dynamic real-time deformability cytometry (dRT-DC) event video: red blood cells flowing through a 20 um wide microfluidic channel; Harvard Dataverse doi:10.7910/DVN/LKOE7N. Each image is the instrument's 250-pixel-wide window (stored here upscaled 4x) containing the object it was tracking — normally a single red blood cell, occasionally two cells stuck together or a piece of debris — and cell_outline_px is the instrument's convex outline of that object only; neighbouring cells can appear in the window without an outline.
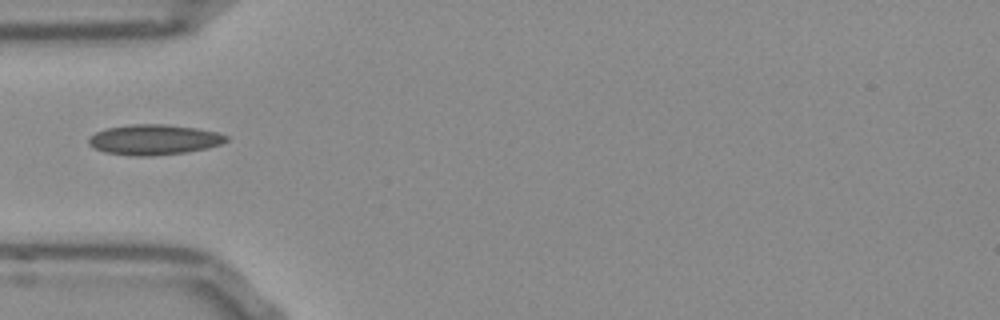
{"species": "Egyptian fruit bat (a non-hibernating species)", "species_latin": "Rousettus aegyptiacus", "temperature_condition": "room temperature", "stored_images_in_passage": 12, "camera_frame_rate_fps": 3000, "um_per_image_px": 0.085, "frame": {"image": 1, "passage_image": 1, "time_ms": 0.0, "image_size_px": [1000, 320], "cell_outline_px": [[228, 140], [220, 144], [208, 148], [184, 152], [152, 156], [136, 156], [104, 152], [88, 144], [88, 140], [96, 132], [108, 128], [132, 124], [164, 124], [196, 128], [216, 132], [228, 136]], "centroid_in_image_um": [13.1, 11.87], "position_along_channel_um": 71.9, "area_um2": 24.04}}
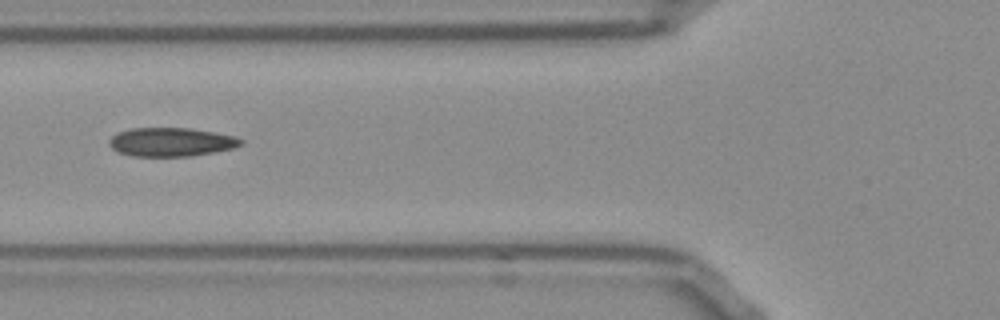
{"frame": {"image": 2, "passage_image": 4, "time_ms": 1.0, "image_size_px": [1000, 320], "cell_outline_px": [[244, 144], [232, 148], [192, 156], [132, 156], [120, 152], [112, 148], [108, 144], [108, 140], [112, 136], [120, 132], [132, 128], [188, 128], [236, 136], [244, 140]], "centroid_in_image_um": [14.56, 12.07], "position_along_channel_um": 111.2, "area_um2": 21.91}}
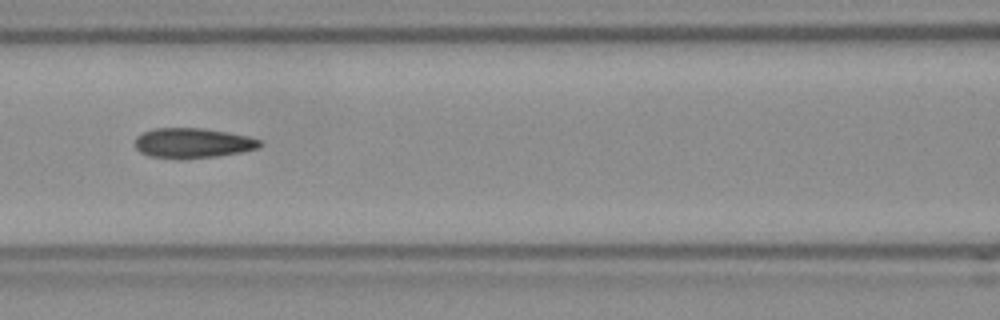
{"frame": {"image": 3, "passage_image": 7, "time_ms": 2.0, "image_size_px": [1000, 320], "cell_outline_px": [[264, 144], [256, 148], [240, 152], [216, 156], [184, 160], [176, 160], [148, 156], [140, 152], [136, 148], [136, 136], [152, 128], [204, 128], [248, 136], [260, 140]], "centroid_in_image_um": [16.34, 12.17], "position_along_channel_um": 150.3, "area_um2": 22.08}}